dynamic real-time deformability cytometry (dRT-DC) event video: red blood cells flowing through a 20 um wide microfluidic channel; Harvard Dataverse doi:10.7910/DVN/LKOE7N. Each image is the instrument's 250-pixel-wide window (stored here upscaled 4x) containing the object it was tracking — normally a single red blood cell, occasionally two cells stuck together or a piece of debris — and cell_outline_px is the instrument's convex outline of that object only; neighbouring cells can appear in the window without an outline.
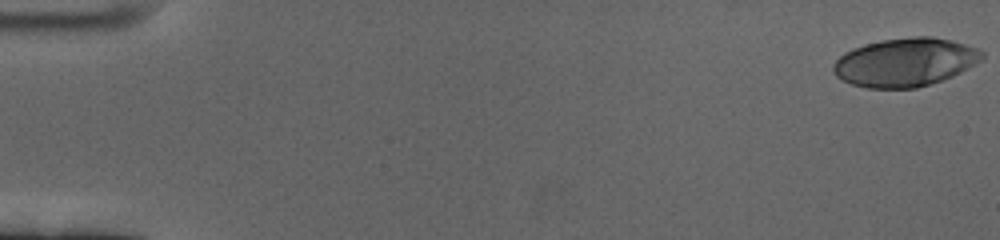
{"species": "human", "species_latin": "Homo sapiens", "temperature_condition": "cold", "stored_images_in_passage": 60, "camera_frame_rate_fps": 3000, "um_per_image_px": 0.085, "donor": {"sex": "female"}, "frame": {"image": 1, "passage_image": 1, "time_ms": 0.0, "image_size_px": [1000, 240], "cell_outline_px": [[984, 56], [980, 60], [960, 72], [952, 76], [916, 88], [868, 88], [852, 84], [836, 76], [832, 72], [832, 64], [844, 52], [852, 48], [864, 44], [880, 40], [912, 36], [932, 36], [964, 44], [976, 48], [984, 52]], "centroid_in_image_um": [76.89, 5.28], "position_along_channel_um": 8.1, "area_um2": 41.79}}
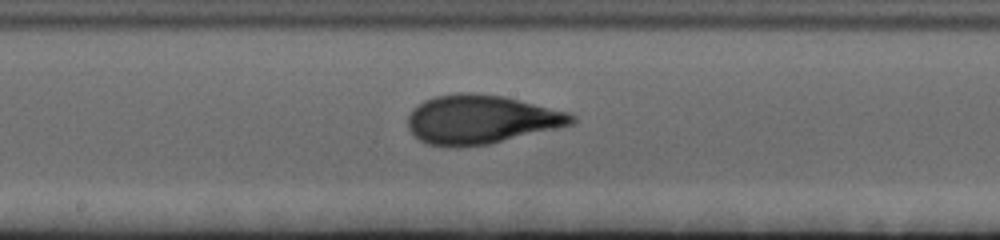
{"frame": {"image": 2, "passage_image": 33, "time_ms": 10.667, "image_size_px": [1000, 240], "cell_outline_px": [[576, 120], [572, 124], [560, 128], [488, 144], [456, 148], [448, 148], [428, 144], [420, 140], [408, 128], [408, 116], [412, 108], [424, 100], [436, 96], [460, 92], [472, 92], [504, 96], [568, 112], [576, 116]], "centroid_in_image_um": [40.88, 10.16], "position_along_channel_um": 207.3, "area_um2": 46.99}}
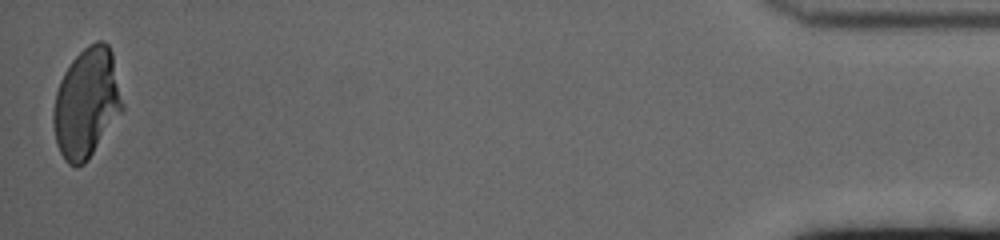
{"frame": {"image": 3, "passage_image": 60, "time_ms": 19.667, "image_size_px": [1000, 240], "cell_outline_px": [[124, 108], [88, 160], [84, 164], [76, 168], [68, 164], [64, 160], [56, 144], [52, 124], [52, 112], [56, 92], [60, 80], [64, 72], [72, 60], [88, 44], [96, 40], [104, 40], [108, 44], [112, 52], [124, 104]], "centroid_in_image_um": [7.35, 8.76], "position_along_channel_um": 427.9, "area_um2": 44.51}, "authors_computed_cell_mechanics": {"area_um2": 44.4771, "velocity_mm_per_s": 3.3852, "shape_relaxation_time_tau1_ms": 5.6632, "shape_relaxation_time_tau2_ms": 0.9612, "deformation_change_tau1": 0.2212, "deformation_change_tau2": 0.0753}}